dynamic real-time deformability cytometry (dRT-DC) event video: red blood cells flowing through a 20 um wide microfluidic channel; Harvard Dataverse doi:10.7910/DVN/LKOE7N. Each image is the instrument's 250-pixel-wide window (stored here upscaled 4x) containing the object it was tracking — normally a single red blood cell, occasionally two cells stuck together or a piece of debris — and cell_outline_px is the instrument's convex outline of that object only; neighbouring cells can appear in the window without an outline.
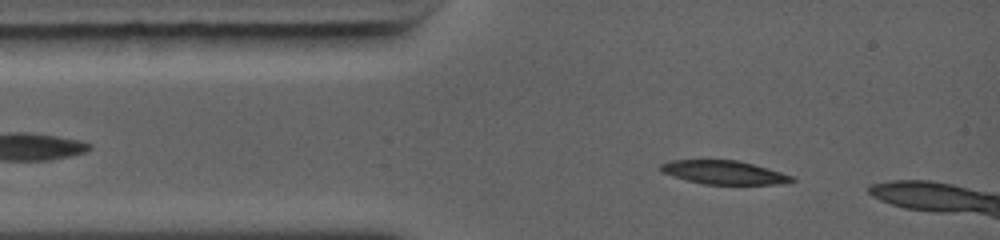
{"species": "common noctule bat (a hibernating species)", "species_latin": "Nyctalus noctula", "temperature_condition": "warm", "stored_images_in_passage": 48, "camera_frame_rate_fps": 5000, "um_per_image_px": 0.085, "animal": {"sex": "female", "body_mass_g": 19.0, "forearm_length_mm": 56.7}, "frame": {"image": 1, "passage_image": 6, "time_ms": 1.0, "image_size_px": [1000, 240], "cell_outline_px": [[792, 180], [768, 184], [708, 184], [688, 180], [668, 172], [660, 168], [664, 164], [684, 160], [732, 160], [748, 164], [788, 176]], "centroid_in_image_um": [61.47, 14.66], "position_along_channel_um": 23.5, "area_um2": 16.18}}
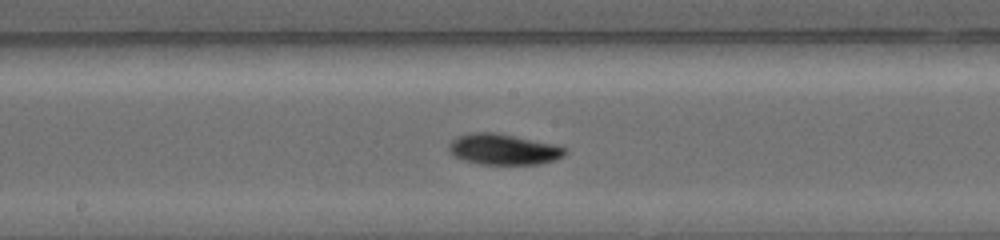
{"frame": {"image": 2, "passage_image": 30, "time_ms": 5.6, "image_size_px": [1000, 240], "cell_outline_px": [[564, 152], [560, 156], [536, 164], [488, 164], [472, 160], [456, 152], [452, 148], [460, 140], [468, 136], [504, 136], [560, 148]], "centroid_in_image_um": [42.93, 12.79], "position_along_channel_um": 205.3, "area_um2": 16.7}}
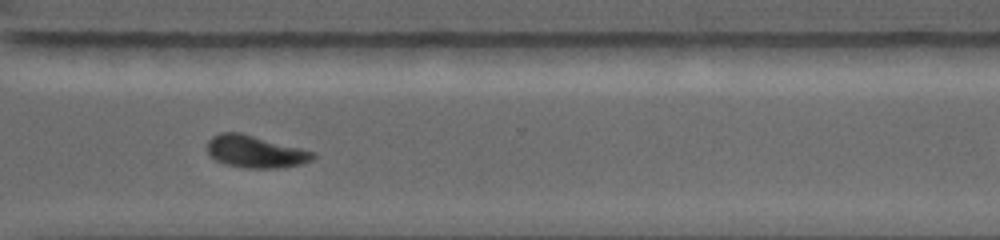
{"frame": {"image": 3, "passage_image": 46, "time_ms": 8.8, "image_size_px": [1000, 240], "cell_outline_px": [[316, 156], [312, 160], [300, 164], [276, 168], [244, 168], [228, 164], [216, 160], [208, 152], [208, 140], [212, 136], [220, 132], [236, 132], [312, 152]], "centroid_in_image_um": [21.65, 12.9], "position_along_channel_um": 349.0, "area_um2": 19.07}}